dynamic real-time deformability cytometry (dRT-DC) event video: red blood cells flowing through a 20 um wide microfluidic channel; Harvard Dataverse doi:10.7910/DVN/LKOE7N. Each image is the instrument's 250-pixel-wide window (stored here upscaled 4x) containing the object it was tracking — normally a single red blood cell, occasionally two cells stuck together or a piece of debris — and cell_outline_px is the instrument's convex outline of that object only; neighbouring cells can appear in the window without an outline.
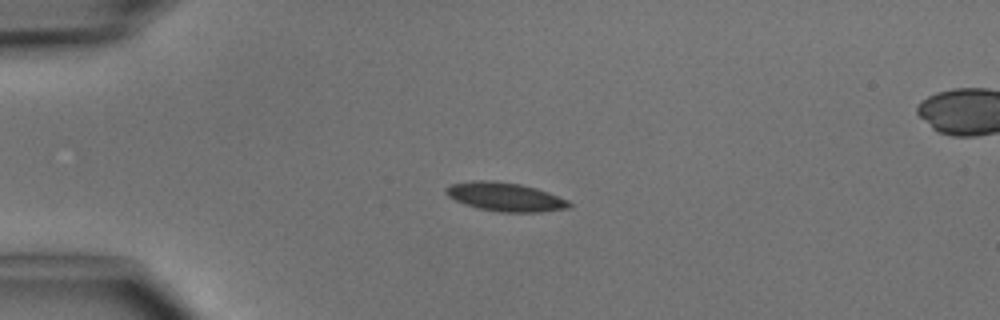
{"species": "common noctule bat (a hibernating species)", "species_latin": "Nyctalus noctula", "temperature_condition": "cold", "stored_images_in_passage": 4, "segment_of_instrument_passage": [1, 2], "camera_frame_rate_fps": 3000, "um_per_image_px": 0.085, "animal": {"sex": "male", "body_mass_g": 15.6}, "frame": {"image": 1, "passage_image": 2, "time_ms": 1.0, "image_size_px": [1000, 320], "cell_outline_px": [[572, 204], [568, 208], [540, 212], [500, 212], [476, 208], [464, 204], [448, 196], [444, 192], [444, 188], [452, 184], [472, 180], [488, 180], [520, 184], [536, 188], [548, 192], [568, 200]], "centroid_in_image_um": [42.92, 16.73], "position_along_channel_um": 42.1, "area_um2": 20.63}}